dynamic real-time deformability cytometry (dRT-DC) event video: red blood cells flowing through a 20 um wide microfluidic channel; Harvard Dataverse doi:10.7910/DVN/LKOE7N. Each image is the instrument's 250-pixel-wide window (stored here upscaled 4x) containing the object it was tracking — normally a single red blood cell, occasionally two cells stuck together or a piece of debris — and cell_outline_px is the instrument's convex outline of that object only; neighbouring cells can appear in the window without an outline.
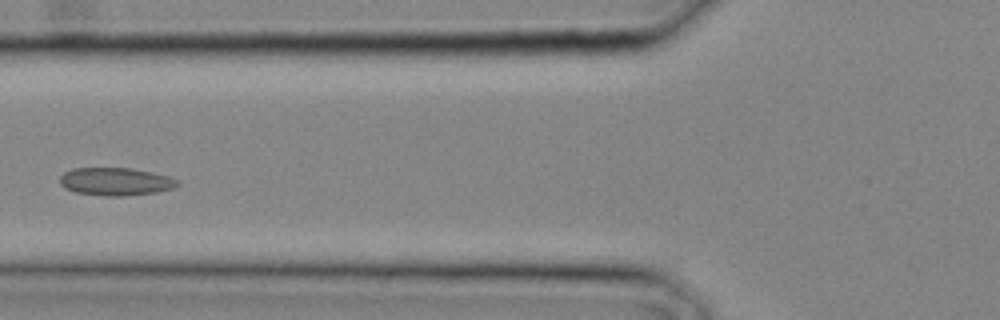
{"species": "common noctule bat (a hibernating species)", "species_latin": "Nyctalus noctula", "temperature_condition": "cold", "stored_images_in_passage": 9, "camera_frame_rate_fps": 3000, "um_per_image_px": 0.085, "animal": {"sex": "male", "body_mass_g": 20.4}, "frame": {"image": 1, "passage_image": 6, "time_ms": 1.667, "image_size_px": [1000, 320], "cell_outline_px": [[180, 184], [172, 188], [156, 192], [120, 196], [108, 196], [76, 192], [64, 188], [60, 184], [60, 176], [64, 172], [72, 168], [128, 168], [152, 172], [168, 176], [180, 180]], "centroid_in_image_um": [9.82, 15.42], "position_along_channel_um": 116.0, "area_um2": 19.02}}
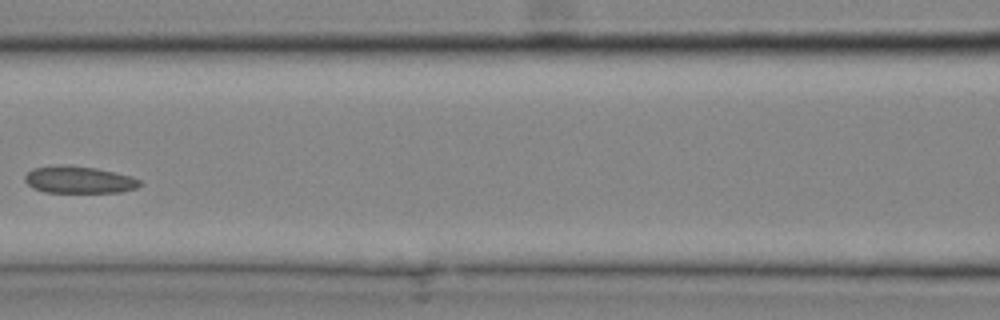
{"frame": {"image": 2, "passage_image": 8, "time_ms": 2.333, "image_size_px": [1000, 320], "cell_outline_px": [[144, 184], [136, 188], [120, 192], [44, 192], [32, 188], [24, 180], [24, 176], [32, 168], [56, 164], [64, 164], [96, 168], [132, 176], [140, 180]], "centroid_in_image_um": [6.7, 15.27], "position_along_channel_um": 159.9, "area_um2": 18.38}}